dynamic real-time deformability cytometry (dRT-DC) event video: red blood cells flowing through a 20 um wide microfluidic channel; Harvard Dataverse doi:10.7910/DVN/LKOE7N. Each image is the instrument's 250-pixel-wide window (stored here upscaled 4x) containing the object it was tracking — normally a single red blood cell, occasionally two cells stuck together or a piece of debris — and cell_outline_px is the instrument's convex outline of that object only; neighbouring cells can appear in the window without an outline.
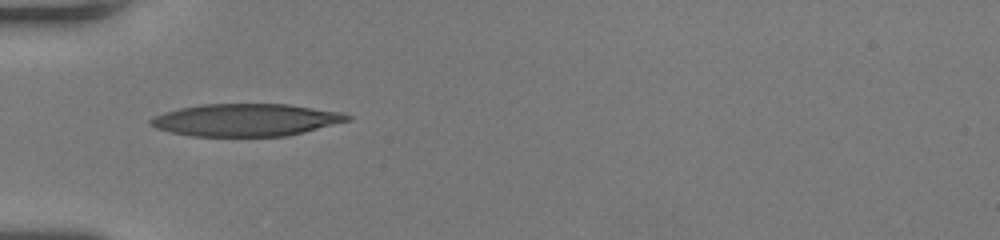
{"species": "human", "species_latin": "Homo sapiens", "temperature_condition": "room temperature", "stored_images_in_passage": 35, "camera_frame_rate_fps": 3000, "um_per_image_px": 0.085, "donor": {"sex": "female"}, "frame": {"image": 1, "passage_image": 1, "time_ms": 0.0, "image_size_px": [1000, 240], "cell_outline_px": [[352, 120], [304, 132], [284, 136], [192, 136], [172, 132], [156, 128], [148, 124], [148, 120], [164, 112], [180, 108], [200, 104], [288, 104], [340, 112], [352, 116]], "centroid_in_image_um": [20.9, 10.19], "position_along_channel_um": 64.1, "area_um2": 37.11}}
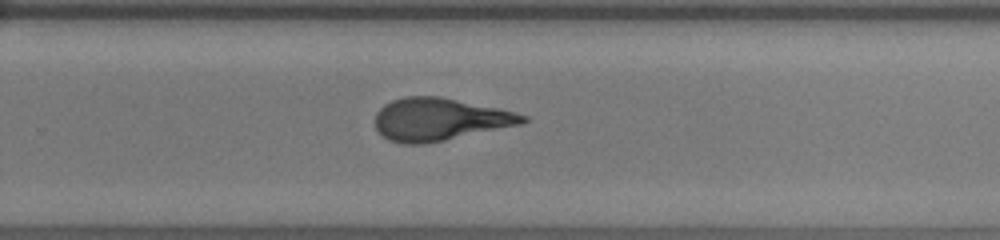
{"frame": {"image": 2, "passage_image": 18, "time_ms": 5.667, "image_size_px": [1000, 240], "cell_outline_px": [[528, 120], [524, 124], [424, 144], [404, 144], [388, 140], [376, 128], [376, 112], [384, 104], [392, 100], [404, 96], [440, 96], [496, 108], [528, 116]], "centroid_in_image_um": [37.35, 10.14], "position_along_channel_um": 292.4, "area_um2": 36.41}}
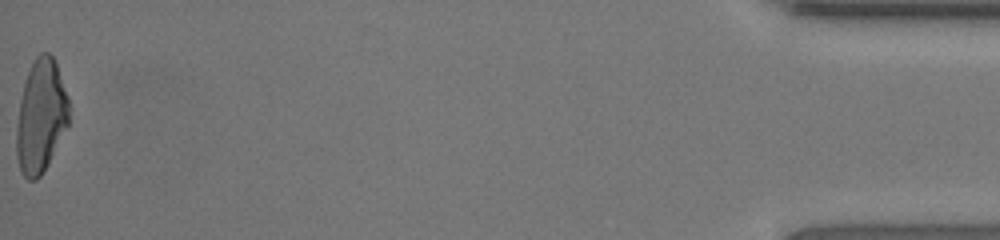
{"frame": {"image": 3, "passage_image": 35, "time_ms": 11.333, "image_size_px": [1000, 240], "cell_outline_px": [[68, 124], [48, 164], [40, 176], [36, 180], [28, 180], [20, 172], [16, 156], [16, 128], [20, 100], [24, 84], [28, 72], [36, 56], [40, 52], [48, 52], [52, 56], [56, 64], [68, 96]], "centroid_in_image_um": [3.45, 9.91], "position_along_channel_um": 431.7, "area_um2": 34.39}, "authors_computed_cell_mechanics": {"area_um2": 36.414, "velocity_mm_per_s": 4.1179, "shape_relaxation_time_tau1_ms": 10.0863, "shape_relaxation_time_tau2_ms": 1.2088, "deformation_change_tau1": 0.3477, "deformation_change_tau2": 0.1023}}